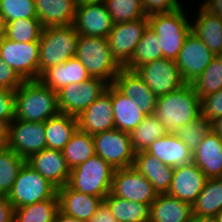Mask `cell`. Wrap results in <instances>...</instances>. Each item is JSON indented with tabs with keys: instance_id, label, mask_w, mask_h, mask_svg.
Listing matches in <instances>:
<instances>
[{
	"instance_id": "cell-1",
	"label": "cell",
	"mask_w": 222,
	"mask_h": 222,
	"mask_svg": "<svg viewBox=\"0 0 222 222\" xmlns=\"http://www.w3.org/2000/svg\"><path fill=\"white\" fill-rule=\"evenodd\" d=\"M154 115L166 133H176L180 127L201 116V98L191 83H186L171 93L159 96Z\"/></svg>"
},
{
	"instance_id": "cell-2",
	"label": "cell",
	"mask_w": 222,
	"mask_h": 222,
	"mask_svg": "<svg viewBox=\"0 0 222 222\" xmlns=\"http://www.w3.org/2000/svg\"><path fill=\"white\" fill-rule=\"evenodd\" d=\"M59 113L57 93L39 80L24 81L15 90V119L46 122Z\"/></svg>"
},
{
	"instance_id": "cell-3",
	"label": "cell",
	"mask_w": 222,
	"mask_h": 222,
	"mask_svg": "<svg viewBox=\"0 0 222 222\" xmlns=\"http://www.w3.org/2000/svg\"><path fill=\"white\" fill-rule=\"evenodd\" d=\"M181 7L169 13H156L147 16L148 26L158 35L163 57L176 60L185 38L191 32V20Z\"/></svg>"
},
{
	"instance_id": "cell-4",
	"label": "cell",
	"mask_w": 222,
	"mask_h": 222,
	"mask_svg": "<svg viewBox=\"0 0 222 222\" xmlns=\"http://www.w3.org/2000/svg\"><path fill=\"white\" fill-rule=\"evenodd\" d=\"M78 36L73 24L43 29L39 39V76L44 70L75 57Z\"/></svg>"
},
{
	"instance_id": "cell-5",
	"label": "cell",
	"mask_w": 222,
	"mask_h": 222,
	"mask_svg": "<svg viewBox=\"0 0 222 222\" xmlns=\"http://www.w3.org/2000/svg\"><path fill=\"white\" fill-rule=\"evenodd\" d=\"M76 58L80 60L92 78H100L113 84L121 67L112 58L107 38L78 36Z\"/></svg>"
},
{
	"instance_id": "cell-6",
	"label": "cell",
	"mask_w": 222,
	"mask_h": 222,
	"mask_svg": "<svg viewBox=\"0 0 222 222\" xmlns=\"http://www.w3.org/2000/svg\"><path fill=\"white\" fill-rule=\"evenodd\" d=\"M115 169L98 155L71 169L68 185L84 194L104 199L112 187Z\"/></svg>"
},
{
	"instance_id": "cell-7",
	"label": "cell",
	"mask_w": 222,
	"mask_h": 222,
	"mask_svg": "<svg viewBox=\"0 0 222 222\" xmlns=\"http://www.w3.org/2000/svg\"><path fill=\"white\" fill-rule=\"evenodd\" d=\"M56 194L57 188L25 163L7 197L13 208L17 209L53 198Z\"/></svg>"
},
{
	"instance_id": "cell-8",
	"label": "cell",
	"mask_w": 222,
	"mask_h": 222,
	"mask_svg": "<svg viewBox=\"0 0 222 222\" xmlns=\"http://www.w3.org/2000/svg\"><path fill=\"white\" fill-rule=\"evenodd\" d=\"M95 153L114 169L131 167L135 160L130 134L116 128L92 135Z\"/></svg>"
},
{
	"instance_id": "cell-9",
	"label": "cell",
	"mask_w": 222,
	"mask_h": 222,
	"mask_svg": "<svg viewBox=\"0 0 222 222\" xmlns=\"http://www.w3.org/2000/svg\"><path fill=\"white\" fill-rule=\"evenodd\" d=\"M0 58L24 80L39 78V42H15L5 36L0 40Z\"/></svg>"
},
{
	"instance_id": "cell-10",
	"label": "cell",
	"mask_w": 222,
	"mask_h": 222,
	"mask_svg": "<svg viewBox=\"0 0 222 222\" xmlns=\"http://www.w3.org/2000/svg\"><path fill=\"white\" fill-rule=\"evenodd\" d=\"M108 83L100 78H90L76 84L71 83L57 92L60 113L79 116L108 87Z\"/></svg>"
},
{
	"instance_id": "cell-11",
	"label": "cell",
	"mask_w": 222,
	"mask_h": 222,
	"mask_svg": "<svg viewBox=\"0 0 222 222\" xmlns=\"http://www.w3.org/2000/svg\"><path fill=\"white\" fill-rule=\"evenodd\" d=\"M148 27V17L113 25L107 36L110 54L124 68L130 61L138 42Z\"/></svg>"
},
{
	"instance_id": "cell-12",
	"label": "cell",
	"mask_w": 222,
	"mask_h": 222,
	"mask_svg": "<svg viewBox=\"0 0 222 222\" xmlns=\"http://www.w3.org/2000/svg\"><path fill=\"white\" fill-rule=\"evenodd\" d=\"M134 71L157 97L171 93L186 84L176 62L164 57L147 62Z\"/></svg>"
},
{
	"instance_id": "cell-13",
	"label": "cell",
	"mask_w": 222,
	"mask_h": 222,
	"mask_svg": "<svg viewBox=\"0 0 222 222\" xmlns=\"http://www.w3.org/2000/svg\"><path fill=\"white\" fill-rule=\"evenodd\" d=\"M7 148L23 159L47 148L44 122H29L14 119L9 124Z\"/></svg>"
},
{
	"instance_id": "cell-14",
	"label": "cell",
	"mask_w": 222,
	"mask_h": 222,
	"mask_svg": "<svg viewBox=\"0 0 222 222\" xmlns=\"http://www.w3.org/2000/svg\"><path fill=\"white\" fill-rule=\"evenodd\" d=\"M111 193L119 198L150 204L157 197L153 185L133 166L115 169Z\"/></svg>"
},
{
	"instance_id": "cell-15",
	"label": "cell",
	"mask_w": 222,
	"mask_h": 222,
	"mask_svg": "<svg viewBox=\"0 0 222 222\" xmlns=\"http://www.w3.org/2000/svg\"><path fill=\"white\" fill-rule=\"evenodd\" d=\"M214 56L204 42L190 32L175 62L183 80L191 83L204 72Z\"/></svg>"
},
{
	"instance_id": "cell-16",
	"label": "cell",
	"mask_w": 222,
	"mask_h": 222,
	"mask_svg": "<svg viewBox=\"0 0 222 222\" xmlns=\"http://www.w3.org/2000/svg\"><path fill=\"white\" fill-rule=\"evenodd\" d=\"M73 25L79 35L107 38L114 24L104 2H97L77 5Z\"/></svg>"
},
{
	"instance_id": "cell-17",
	"label": "cell",
	"mask_w": 222,
	"mask_h": 222,
	"mask_svg": "<svg viewBox=\"0 0 222 222\" xmlns=\"http://www.w3.org/2000/svg\"><path fill=\"white\" fill-rule=\"evenodd\" d=\"M78 129L94 135L115 128L111 101V84L85 111L77 116Z\"/></svg>"
},
{
	"instance_id": "cell-18",
	"label": "cell",
	"mask_w": 222,
	"mask_h": 222,
	"mask_svg": "<svg viewBox=\"0 0 222 222\" xmlns=\"http://www.w3.org/2000/svg\"><path fill=\"white\" fill-rule=\"evenodd\" d=\"M113 85L122 94L132 98L144 115L154 114L158 97L135 71L121 68Z\"/></svg>"
},
{
	"instance_id": "cell-19",
	"label": "cell",
	"mask_w": 222,
	"mask_h": 222,
	"mask_svg": "<svg viewBox=\"0 0 222 222\" xmlns=\"http://www.w3.org/2000/svg\"><path fill=\"white\" fill-rule=\"evenodd\" d=\"M207 179L194 162L174 167L173 178L167 194L192 205L202 192Z\"/></svg>"
},
{
	"instance_id": "cell-20",
	"label": "cell",
	"mask_w": 222,
	"mask_h": 222,
	"mask_svg": "<svg viewBox=\"0 0 222 222\" xmlns=\"http://www.w3.org/2000/svg\"><path fill=\"white\" fill-rule=\"evenodd\" d=\"M26 163L57 189L65 186L69 181L71 169L61 150L43 149L33 154Z\"/></svg>"
},
{
	"instance_id": "cell-21",
	"label": "cell",
	"mask_w": 222,
	"mask_h": 222,
	"mask_svg": "<svg viewBox=\"0 0 222 222\" xmlns=\"http://www.w3.org/2000/svg\"><path fill=\"white\" fill-rule=\"evenodd\" d=\"M90 78L91 76L80 60L72 57L65 63L44 70L38 80L57 93L71 83L79 84Z\"/></svg>"
},
{
	"instance_id": "cell-22",
	"label": "cell",
	"mask_w": 222,
	"mask_h": 222,
	"mask_svg": "<svg viewBox=\"0 0 222 222\" xmlns=\"http://www.w3.org/2000/svg\"><path fill=\"white\" fill-rule=\"evenodd\" d=\"M193 162L209 178H222V138L210 129L193 153Z\"/></svg>"
},
{
	"instance_id": "cell-23",
	"label": "cell",
	"mask_w": 222,
	"mask_h": 222,
	"mask_svg": "<svg viewBox=\"0 0 222 222\" xmlns=\"http://www.w3.org/2000/svg\"><path fill=\"white\" fill-rule=\"evenodd\" d=\"M59 209L70 216L87 222L102 203L101 197L84 194L72 189L68 184L57 189Z\"/></svg>"
},
{
	"instance_id": "cell-24",
	"label": "cell",
	"mask_w": 222,
	"mask_h": 222,
	"mask_svg": "<svg viewBox=\"0 0 222 222\" xmlns=\"http://www.w3.org/2000/svg\"><path fill=\"white\" fill-rule=\"evenodd\" d=\"M145 151L172 167L193 162V153L175 133H166L157 138Z\"/></svg>"
},
{
	"instance_id": "cell-25",
	"label": "cell",
	"mask_w": 222,
	"mask_h": 222,
	"mask_svg": "<svg viewBox=\"0 0 222 222\" xmlns=\"http://www.w3.org/2000/svg\"><path fill=\"white\" fill-rule=\"evenodd\" d=\"M133 167L147 178L157 194L168 192L173 178L174 167L162 163L145 150L135 153Z\"/></svg>"
},
{
	"instance_id": "cell-26",
	"label": "cell",
	"mask_w": 222,
	"mask_h": 222,
	"mask_svg": "<svg viewBox=\"0 0 222 222\" xmlns=\"http://www.w3.org/2000/svg\"><path fill=\"white\" fill-rule=\"evenodd\" d=\"M149 212V222H189L192 205L167 193L158 194Z\"/></svg>"
},
{
	"instance_id": "cell-27",
	"label": "cell",
	"mask_w": 222,
	"mask_h": 222,
	"mask_svg": "<svg viewBox=\"0 0 222 222\" xmlns=\"http://www.w3.org/2000/svg\"><path fill=\"white\" fill-rule=\"evenodd\" d=\"M35 6L37 18L44 28L74 23L76 0H35Z\"/></svg>"
},
{
	"instance_id": "cell-28",
	"label": "cell",
	"mask_w": 222,
	"mask_h": 222,
	"mask_svg": "<svg viewBox=\"0 0 222 222\" xmlns=\"http://www.w3.org/2000/svg\"><path fill=\"white\" fill-rule=\"evenodd\" d=\"M111 101L115 128L130 134L146 115L135 102H132V98L122 94L113 84H111Z\"/></svg>"
},
{
	"instance_id": "cell-29",
	"label": "cell",
	"mask_w": 222,
	"mask_h": 222,
	"mask_svg": "<svg viewBox=\"0 0 222 222\" xmlns=\"http://www.w3.org/2000/svg\"><path fill=\"white\" fill-rule=\"evenodd\" d=\"M198 18L191 22V32L200 38L214 55L222 49V17L205 10L201 5Z\"/></svg>"
},
{
	"instance_id": "cell-30",
	"label": "cell",
	"mask_w": 222,
	"mask_h": 222,
	"mask_svg": "<svg viewBox=\"0 0 222 222\" xmlns=\"http://www.w3.org/2000/svg\"><path fill=\"white\" fill-rule=\"evenodd\" d=\"M47 148L63 150L78 129L77 117L59 113L44 122Z\"/></svg>"
},
{
	"instance_id": "cell-31",
	"label": "cell",
	"mask_w": 222,
	"mask_h": 222,
	"mask_svg": "<svg viewBox=\"0 0 222 222\" xmlns=\"http://www.w3.org/2000/svg\"><path fill=\"white\" fill-rule=\"evenodd\" d=\"M119 222H149L150 206L119 198L111 192L103 199Z\"/></svg>"
},
{
	"instance_id": "cell-32",
	"label": "cell",
	"mask_w": 222,
	"mask_h": 222,
	"mask_svg": "<svg viewBox=\"0 0 222 222\" xmlns=\"http://www.w3.org/2000/svg\"><path fill=\"white\" fill-rule=\"evenodd\" d=\"M222 210V178L206 180L202 192L192 204V214L215 217Z\"/></svg>"
},
{
	"instance_id": "cell-33",
	"label": "cell",
	"mask_w": 222,
	"mask_h": 222,
	"mask_svg": "<svg viewBox=\"0 0 222 222\" xmlns=\"http://www.w3.org/2000/svg\"><path fill=\"white\" fill-rule=\"evenodd\" d=\"M62 152L70 169L86 162L96 154L92 135L77 129Z\"/></svg>"
},
{
	"instance_id": "cell-34",
	"label": "cell",
	"mask_w": 222,
	"mask_h": 222,
	"mask_svg": "<svg viewBox=\"0 0 222 222\" xmlns=\"http://www.w3.org/2000/svg\"><path fill=\"white\" fill-rule=\"evenodd\" d=\"M59 211V197L14 209L13 222H53Z\"/></svg>"
},
{
	"instance_id": "cell-35",
	"label": "cell",
	"mask_w": 222,
	"mask_h": 222,
	"mask_svg": "<svg viewBox=\"0 0 222 222\" xmlns=\"http://www.w3.org/2000/svg\"><path fill=\"white\" fill-rule=\"evenodd\" d=\"M158 41V35L148 26L138 42L129 63L124 68L134 71L137 67L147 62L162 58L163 54Z\"/></svg>"
},
{
	"instance_id": "cell-36",
	"label": "cell",
	"mask_w": 222,
	"mask_h": 222,
	"mask_svg": "<svg viewBox=\"0 0 222 222\" xmlns=\"http://www.w3.org/2000/svg\"><path fill=\"white\" fill-rule=\"evenodd\" d=\"M166 134L162 123L154 114L147 115L130 133L131 144L135 152L146 150L157 138Z\"/></svg>"
},
{
	"instance_id": "cell-37",
	"label": "cell",
	"mask_w": 222,
	"mask_h": 222,
	"mask_svg": "<svg viewBox=\"0 0 222 222\" xmlns=\"http://www.w3.org/2000/svg\"><path fill=\"white\" fill-rule=\"evenodd\" d=\"M191 85L201 99L222 89V57L215 55L204 72L193 80Z\"/></svg>"
},
{
	"instance_id": "cell-38",
	"label": "cell",
	"mask_w": 222,
	"mask_h": 222,
	"mask_svg": "<svg viewBox=\"0 0 222 222\" xmlns=\"http://www.w3.org/2000/svg\"><path fill=\"white\" fill-rule=\"evenodd\" d=\"M43 29L38 18L17 19L6 23L5 37L15 42H39Z\"/></svg>"
},
{
	"instance_id": "cell-39",
	"label": "cell",
	"mask_w": 222,
	"mask_h": 222,
	"mask_svg": "<svg viewBox=\"0 0 222 222\" xmlns=\"http://www.w3.org/2000/svg\"><path fill=\"white\" fill-rule=\"evenodd\" d=\"M26 160L9 148L0 149V194L8 195Z\"/></svg>"
},
{
	"instance_id": "cell-40",
	"label": "cell",
	"mask_w": 222,
	"mask_h": 222,
	"mask_svg": "<svg viewBox=\"0 0 222 222\" xmlns=\"http://www.w3.org/2000/svg\"><path fill=\"white\" fill-rule=\"evenodd\" d=\"M113 24L135 21L146 17L143 0H104Z\"/></svg>"
},
{
	"instance_id": "cell-41",
	"label": "cell",
	"mask_w": 222,
	"mask_h": 222,
	"mask_svg": "<svg viewBox=\"0 0 222 222\" xmlns=\"http://www.w3.org/2000/svg\"><path fill=\"white\" fill-rule=\"evenodd\" d=\"M210 130V122L202 116L180 127L176 131V136L180 138L194 153L197 146L202 142L205 134Z\"/></svg>"
},
{
	"instance_id": "cell-42",
	"label": "cell",
	"mask_w": 222,
	"mask_h": 222,
	"mask_svg": "<svg viewBox=\"0 0 222 222\" xmlns=\"http://www.w3.org/2000/svg\"><path fill=\"white\" fill-rule=\"evenodd\" d=\"M0 14L5 24L25 18H37L35 0H0Z\"/></svg>"
},
{
	"instance_id": "cell-43",
	"label": "cell",
	"mask_w": 222,
	"mask_h": 222,
	"mask_svg": "<svg viewBox=\"0 0 222 222\" xmlns=\"http://www.w3.org/2000/svg\"><path fill=\"white\" fill-rule=\"evenodd\" d=\"M222 115V89L201 99V116L210 123Z\"/></svg>"
},
{
	"instance_id": "cell-44",
	"label": "cell",
	"mask_w": 222,
	"mask_h": 222,
	"mask_svg": "<svg viewBox=\"0 0 222 222\" xmlns=\"http://www.w3.org/2000/svg\"><path fill=\"white\" fill-rule=\"evenodd\" d=\"M15 119V91L0 88V120L10 124Z\"/></svg>"
},
{
	"instance_id": "cell-45",
	"label": "cell",
	"mask_w": 222,
	"mask_h": 222,
	"mask_svg": "<svg viewBox=\"0 0 222 222\" xmlns=\"http://www.w3.org/2000/svg\"><path fill=\"white\" fill-rule=\"evenodd\" d=\"M143 2L147 16L156 13H169L183 7L180 0H143Z\"/></svg>"
},
{
	"instance_id": "cell-46",
	"label": "cell",
	"mask_w": 222,
	"mask_h": 222,
	"mask_svg": "<svg viewBox=\"0 0 222 222\" xmlns=\"http://www.w3.org/2000/svg\"><path fill=\"white\" fill-rule=\"evenodd\" d=\"M24 80L0 58V88L15 91Z\"/></svg>"
},
{
	"instance_id": "cell-47",
	"label": "cell",
	"mask_w": 222,
	"mask_h": 222,
	"mask_svg": "<svg viewBox=\"0 0 222 222\" xmlns=\"http://www.w3.org/2000/svg\"><path fill=\"white\" fill-rule=\"evenodd\" d=\"M14 208L6 195L0 194V222H13Z\"/></svg>"
},
{
	"instance_id": "cell-48",
	"label": "cell",
	"mask_w": 222,
	"mask_h": 222,
	"mask_svg": "<svg viewBox=\"0 0 222 222\" xmlns=\"http://www.w3.org/2000/svg\"><path fill=\"white\" fill-rule=\"evenodd\" d=\"M115 217L111 214L108 205L102 201L97 212L87 222H114Z\"/></svg>"
},
{
	"instance_id": "cell-49",
	"label": "cell",
	"mask_w": 222,
	"mask_h": 222,
	"mask_svg": "<svg viewBox=\"0 0 222 222\" xmlns=\"http://www.w3.org/2000/svg\"><path fill=\"white\" fill-rule=\"evenodd\" d=\"M200 5L209 13L222 17V0H206Z\"/></svg>"
},
{
	"instance_id": "cell-50",
	"label": "cell",
	"mask_w": 222,
	"mask_h": 222,
	"mask_svg": "<svg viewBox=\"0 0 222 222\" xmlns=\"http://www.w3.org/2000/svg\"><path fill=\"white\" fill-rule=\"evenodd\" d=\"M9 124L0 120V149L7 148Z\"/></svg>"
},
{
	"instance_id": "cell-51",
	"label": "cell",
	"mask_w": 222,
	"mask_h": 222,
	"mask_svg": "<svg viewBox=\"0 0 222 222\" xmlns=\"http://www.w3.org/2000/svg\"><path fill=\"white\" fill-rule=\"evenodd\" d=\"M53 222H84L73 216L63 213L60 209L57 212Z\"/></svg>"
},
{
	"instance_id": "cell-52",
	"label": "cell",
	"mask_w": 222,
	"mask_h": 222,
	"mask_svg": "<svg viewBox=\"0 0 222 222\" xmlns=\"http://www.w3.org/2000/svg\"><path fill=\"white\" fill-rule=\"evenodd\" d=\"M210 129L222 138V115L210 123Z\"/></svg>"
},
{
	"instance_id": "cell-53",
	"label": "cell",
	"mask_w": 222,
	"mask_h": 222,
	"mask_svg": "<svg viewBox=\"0 0 222 222\" xmlns=\"http://www.w3.org/2000/svg\"><path fill=\"white\" fill-rule=\"evenodd\" d=\"M189 222H217V220L215 217L199 216L192 214Z\"/></svg>"
},
{
	"instance_id": "cell-54",
	"label": "cell",
	"mask_w": 222,
	"mask_h": 222,
	"mask_svg": "<svg viewBox=\"0 0 222 222\" xmlns=\"http://www.w3.org/2000/svg\"><path fill=\"white\" fill-rule=\"evenodd\" d=\"M6 24L3 16L0 14V40L5 36Z\"/></svg>"
},
{
	"instance_id": "cell-55",
	"label": "cell",
	"mask_w": 222,
	"mask_h": 222,
	"mask_svg": "<svg viewBox=\"0 0 222 222\" xmlns=\"http://www.w3.org/2000/svg\"><path fill=\"white\" fill-rule=\"evenodd\" d=\"M97 2H104V0H76V4H86V3H97Z\"/></svg>"
},
{
	"instance_id": "cell-56",
	"label": "cell",
	"mask_w": 222,
	"mask_h": 222,
	"mask_svg": "<svg viewBox=\"0 0 222 222\" xmlns=\"http://www.w3.org/2000/svg\"><path fill=\"white\" fill-rule=\"evenodd\" d=\"M215 218L217 222H222V210L216 214Z\"/></svg>"
},
{
	"instance_id": "cell-57",
	"label": "cell",
	"mask_w": 222,
	"mask_h": 222,
	"mask_svg": "<svg viewBox=\"0 0 222 222\" xmlns=\"http://www.w3.org/2000/svg\"><path fill=\"white\" fill-rule=\"evenodd\" d=\"M220 57H222V49H221V51H220V53L218 54Z\"/></svg>"
}]
</instances>
